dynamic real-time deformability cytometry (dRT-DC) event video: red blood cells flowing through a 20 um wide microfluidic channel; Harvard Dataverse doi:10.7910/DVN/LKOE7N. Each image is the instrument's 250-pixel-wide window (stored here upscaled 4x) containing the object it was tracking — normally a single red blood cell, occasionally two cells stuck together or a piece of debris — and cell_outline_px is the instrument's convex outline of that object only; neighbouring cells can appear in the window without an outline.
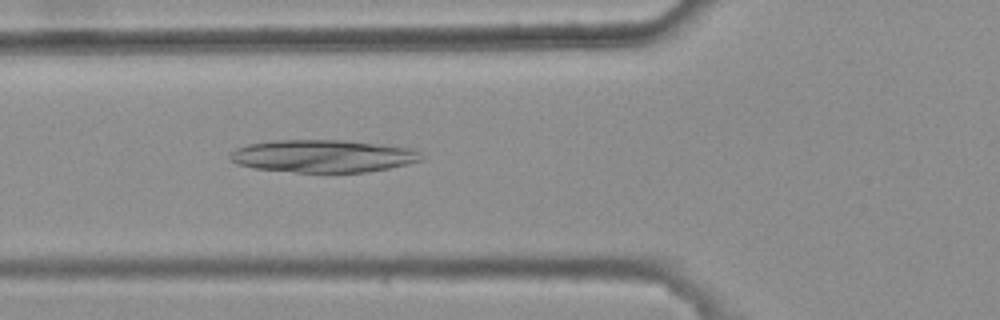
{"species": "common noctule bat (a hibernating species)", "species_latin": "Nyctalus noctula", "temperature_condition": "warm", "stored_images_in_passage": 3, "camera_frame_rate_fps": 3000, "um_per_image_px": 0.085, "animal": {"sex": "female", "body_mass_g": 25.1}, "frame": {"image": 1, "passage_image": 3, "time_ms": 0.667, "image_size_px": [1000, 320], "cell_outline_px": [[420, 160], [408, 164], [368, 172], [296, 172], [256, 168], [236, 164], [228, 156], [236, 148], [248, 144], [276, 140], [344, 140], [412, 148], [420, 152]], "centroid_in_image_um": [27.44, 13.26], "position_along_channel_um": 98.4, "area_um2": 36.07}}